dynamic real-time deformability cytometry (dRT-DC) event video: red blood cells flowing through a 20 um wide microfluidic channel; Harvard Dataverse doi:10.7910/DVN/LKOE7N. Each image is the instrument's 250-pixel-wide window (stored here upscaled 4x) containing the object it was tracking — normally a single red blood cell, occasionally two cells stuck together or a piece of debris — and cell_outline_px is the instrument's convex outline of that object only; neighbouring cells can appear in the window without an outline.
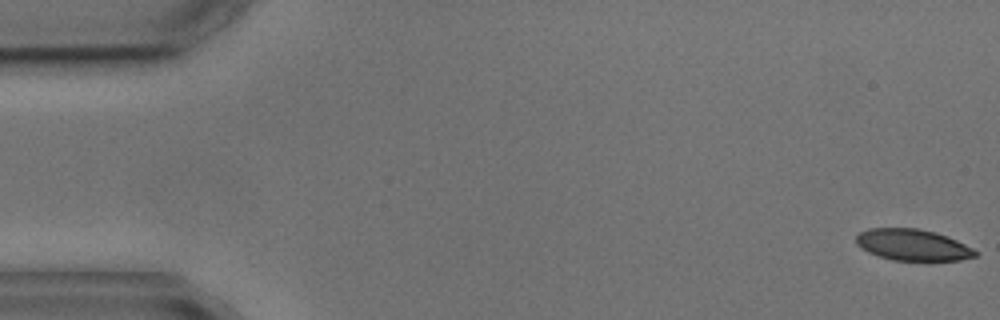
{"species": "common noctule bat (a hibernating species)", "species_latin": "Nyctalus noctula", "temperature_condition": "cold", "stored_images_in_passage": 6, "camera_frame_rate_fps": 3000, "um_per_image_px": 0.085, "animal": {"sex": "male", "body_mass_g": 17.9, "forearm_length_mm": 54.2}, "frame": {"image": 1, "passage_image": 1, "time_ms": 0.0, "image_size_px": [1000, 320], "cell_outline_px": [[980, 252], [976, 256], [960, 260], [892, 260], [868, 252], [860, 248], [856, 244], [856, 236], [860, 232], [868, 228], [920, 228], [936, 232], [948, 236]], "centroid_in_image_um": [77.58, 20.8], "position_along_channel_um": 7.4, "area_um2": 21.85}}
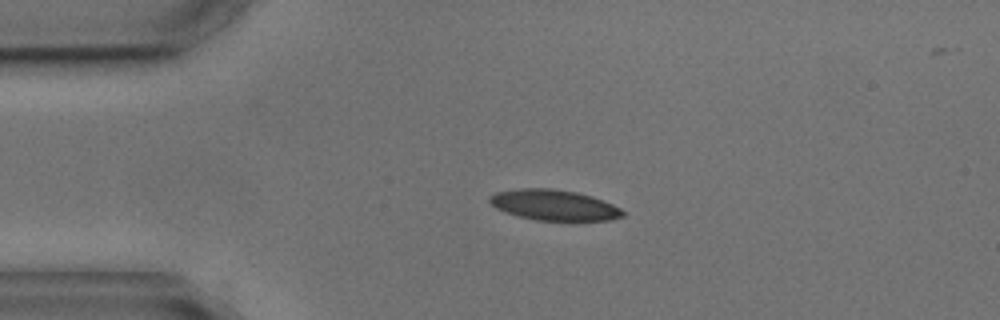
{"frame": {"image": 2, "passage_image": 4, "time_ms": 3.667, "image_size_px": [1000, 320], "cell_outline_px": [[628, 212], [624, 216], [608, 220], [536, 220], [520, 216], [496, 208], [488, 200], [488, 196], [496, 192], [520, 188], [552, 188], [576, 192], [592, 196], [612, 204]], "centroid_in_image_um": [47.11, 17.42], "position_along_channel_um": 37.9, "area_um2": 23.64}}